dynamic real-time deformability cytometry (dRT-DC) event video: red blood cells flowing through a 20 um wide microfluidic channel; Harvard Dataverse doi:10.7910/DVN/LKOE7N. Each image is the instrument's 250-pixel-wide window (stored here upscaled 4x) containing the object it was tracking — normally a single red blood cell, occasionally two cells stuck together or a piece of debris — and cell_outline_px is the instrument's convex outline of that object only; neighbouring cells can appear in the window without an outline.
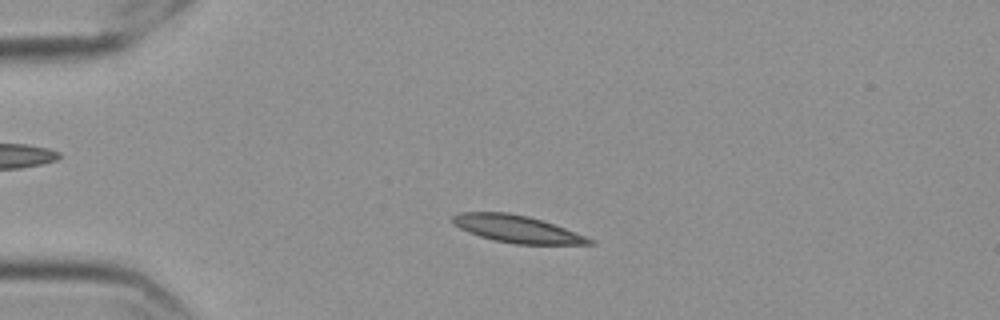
{"species": "Egyptian fruit bat (a non-hibernating species)", "species_latin": "Rousettus aegyptiacus", "temperature_condition": "cold", "stored_images_in_passage": 54, "camera_frame_rate_fps": 3000, "um_per_image_px": 0.085, "frame": {"image": 1, "passage_image": 10, "time_ms": 3.0, "image_size_px": [1000, 320], "cell_outline_px": [[596, 244], [516, 244], [492, 240], [468, 232], [452, 224], [452, 216], [460, 212], [508, 212], [528, 216], [564, 228], [584, 236], [592, 240]], "centroid_in_image_um": [43.87, 19.46], "position_along_channel_um": 41.1, "area_um2": 21.44}}
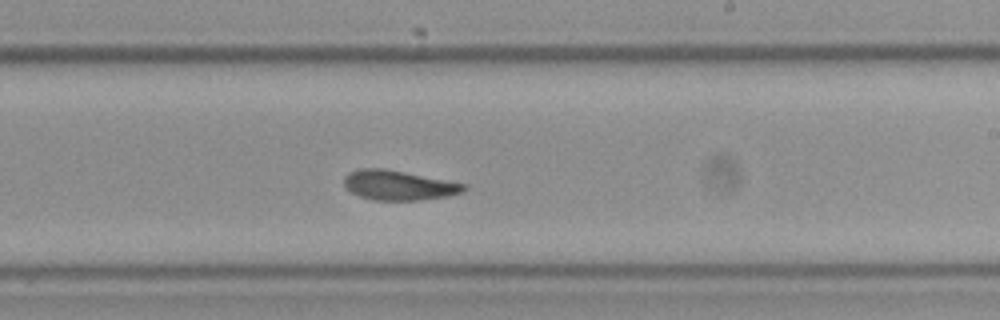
{"frame": {"image": 2, "passage_image": 31, "time_ms": 10.0, "image_size_px": [1000, 320], "cell_outline_px": [[468, 188], [460, 192], [448, 196], [420, 200], [372, 200], [360, 196], [352, 192], [344, 184], [344, 176], [348, 172], [360, 168], [384, 168], [464, 184]], "centroid_in_image_um": [33.83, 15.74], "position_along_channel_um": 255.2, "area_um2": 20.46}}
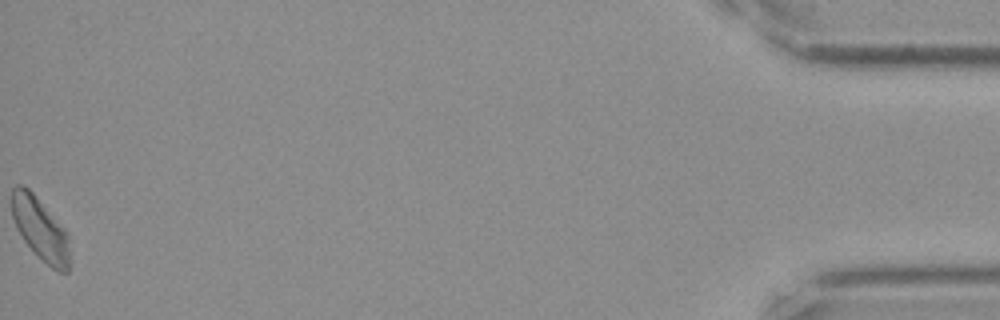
{"frame": {"image": 3, "passage_image": 54, "time_ms": 17.667, "image_size_px": [1000, 320], "cell_outline_px": [[68, 272], [56, 272], [24, 240], [16, 228], [12, 216], [12, 188], [16, 184], [24, 184], [36, 196], [64, 228], [68, 236]], "centroid_in_image_um": [3.4, 19.41], "position_along_channel_um": 431.8, "area_um2": 20.63}, "authors_computed_cell_mechanics": {"area_um2": 21.1837, "velocity_mm_per_s": 3.5249, "shape_relaxation_time_tau1_ms": 5.244, "shape_relaxation_time_tau2_ms": 3.8894, "deformation_change_tau1": 0.1175, "deformation_change_tau2": 0.0849}}